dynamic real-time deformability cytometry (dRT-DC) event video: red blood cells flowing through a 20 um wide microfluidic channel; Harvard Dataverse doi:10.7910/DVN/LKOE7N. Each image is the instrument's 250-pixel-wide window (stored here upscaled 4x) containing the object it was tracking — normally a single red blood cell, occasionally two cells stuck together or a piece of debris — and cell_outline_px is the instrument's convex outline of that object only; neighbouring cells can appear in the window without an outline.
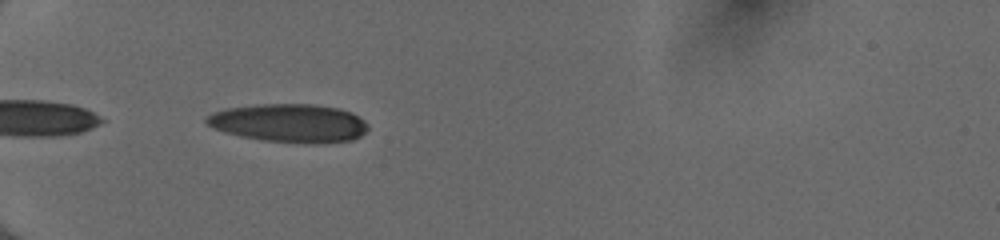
{"species": "human", "species_latin": "Homo sapiens", "temperature_condition": "cold", "stored_images_in_passage": 34, "camera_frame_rate_fps": 3000, "um_per_image_px": 0.085, "donor": {"sex": "female"}, "frame": {"image": 1, "passage_image": 2, "time_ms": 0.333, "image_size_px": [1000, 240], "cell_outline_px": [[368, 128], [360, 136], [352, 140], [324, 144], [308, 144], [260, 140], [240, 136], [224, 132], [212, 128], [204, 120], [212, 112], [228, 108], [256, 104], [312, 104], [340, 108], [352, 112], [364, 120], [368, 124]], "centroid_in_image_um": [24.61, 10.47], "position_along_channel_um": 60.4, "area_um2": 36.59}}
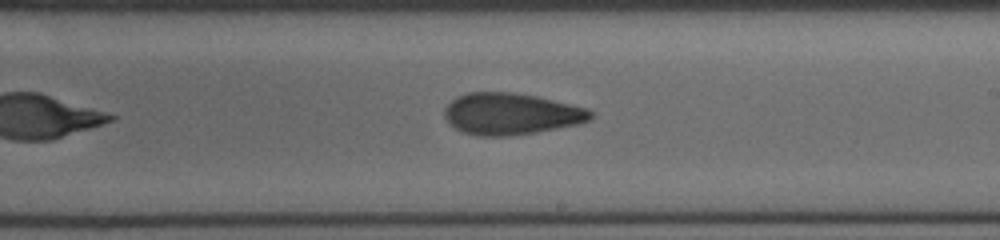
{"frame": {"image": 2, "passage_image": 17, "time_ms": 5.333, "image_size_px": [1000, 240], "cell_outline_px": [[596, 116], [592, 120], [580, 124], [536, 132], [508, 136], [480, 136], [464, 132], [456, 128], [444, 116], [444, 108], [456, 96], [468, 92], [512, 92], [536, 96], [588, 108]], "centroid_in_image_um": [43.48, 9.67], "position_along_channel_um": 245.5, "area_um2": 35.55}}
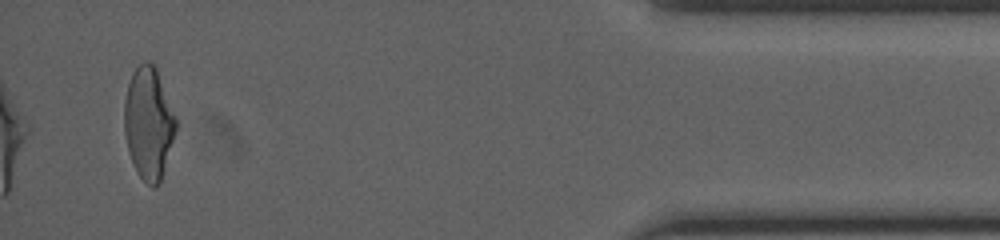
{"frame": {"image": 3, "passage_image": 34, "time_ms": 11.0, "image_size_px": [1000, 240], "cell_outline_px": [[176, 128], [160, 180], [156, 188], [152, 188], [136, 172], [132, 164], [128, 152], [124, 132], [124, 100], [128, 84], [132, 72], [144, 60], [148, 60], [156, 68], [176, 116]], "centroid_in_image_um": [12.6, 10.45], "position_along_channel_um": 422.6, "area_um2": 33.52}, "authors_computed_cell_mechanics": {"area_um2": 35.5181, "velocity_mm_per_s": 4.0669, "shape_relaxation_time_tau1_ms": 8.456, "shape_relaxation_time_tau2_ms": 2.1127, "deformation_change_tau1": 0.2272, "deformation_change_tau2": 0.0968}}